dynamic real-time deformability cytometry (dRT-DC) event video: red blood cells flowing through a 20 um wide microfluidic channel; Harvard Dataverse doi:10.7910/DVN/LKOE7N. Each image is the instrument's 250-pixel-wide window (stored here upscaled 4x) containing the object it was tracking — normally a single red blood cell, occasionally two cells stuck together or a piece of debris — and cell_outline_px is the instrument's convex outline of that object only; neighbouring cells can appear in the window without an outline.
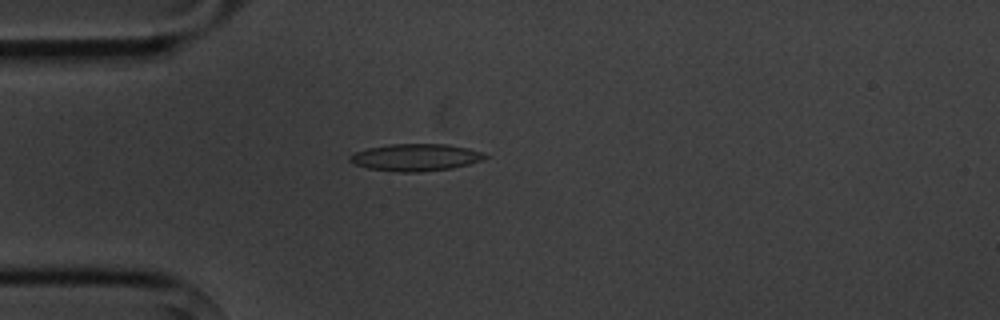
{"species": "common noctule bat (a hibernating species)", "species_latin": "Nyctalus noctula", "temperature_condition": "cold", "stored_images_in_passage": 4, "camera_frame_rate_fps": 3000, "um_per_image_px": 0.085, "animal": {"sex": "male", "body_mass_g": 20.1, "forearm_length_mm": 53.5}, "frame": {"image": 1, "passage_image": 4, "time_ms": 4.333, "image_size_px": [1000, 320], "cell_outline_px": [[488, 156], [480, 160], [468, 164], [452, 168], [420, 172], [400, 172], [368, 168], [356, 164], [348, 160], [348, 156], [352, 152], [368, 148], [388, 144], [448, 144], [468, 148], [480, 152]], "centroid_in_image_um": [35.27, 13.37], "position_along_channel_um": 49.7, "area_um2": 21.27}}